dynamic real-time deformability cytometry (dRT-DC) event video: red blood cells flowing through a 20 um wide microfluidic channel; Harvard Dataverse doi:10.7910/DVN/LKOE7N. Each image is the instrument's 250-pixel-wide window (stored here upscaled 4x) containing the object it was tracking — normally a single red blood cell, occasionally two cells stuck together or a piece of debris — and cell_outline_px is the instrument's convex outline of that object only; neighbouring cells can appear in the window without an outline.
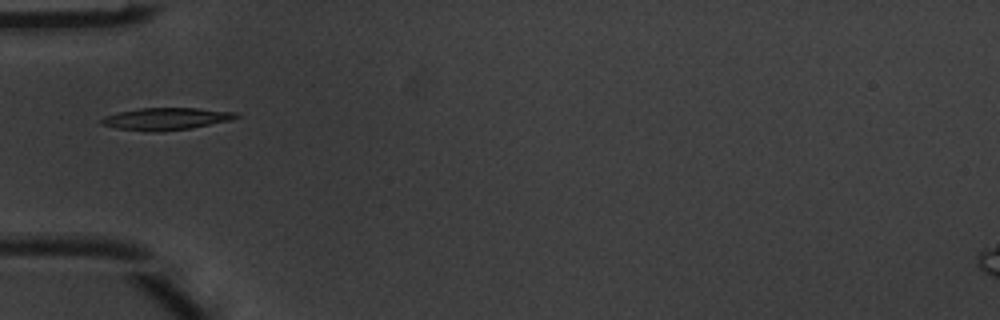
{"species": "common noctule bat (a hibernating species)", "species_latin": "Nyctalus noctula", "temperature_condition": "warm", "stored_images_in_passage": 5, "camera_frame_rate_fps": 3000, "um_per_image_px": 0.085, "animal": {"sex": "male", "body_mass_g": 20.1, "forearm_length_mm": 53.5}, "frame": {"image": 1, "passage_image": 5, "time_ms": 1.333, "image_size_px": [1000, 320], "cell_outline_px": [[240, 116], [232, 120], [188, 128], [160, 132], [152, 132], [116, 128], [100, 124], [100, 120], [104, 116], [120, 112], [140, 108], [196, 108], [236, 112]], "centroid_in_image_um": [14.1, 10.1], "position_along_channel_um": 70.9, "area_um2": 17.28}}